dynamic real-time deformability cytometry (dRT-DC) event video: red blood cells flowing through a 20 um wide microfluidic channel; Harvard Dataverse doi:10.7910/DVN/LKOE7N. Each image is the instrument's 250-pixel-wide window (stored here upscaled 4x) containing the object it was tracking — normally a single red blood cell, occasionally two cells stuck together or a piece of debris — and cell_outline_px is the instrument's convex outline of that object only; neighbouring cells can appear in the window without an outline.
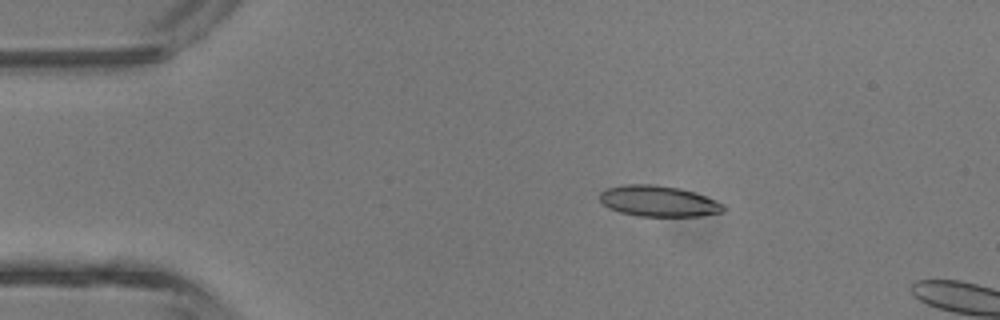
{"species": "common noctule bat (a hibernating species)", "species_latin": "Nyctalus noctula", "temperature_condition": "room temperature", "stored_images_in_passage": 2, "camera_frame_rate_fps": 3000, "um_per_image_px": 0.085, "animal": {"sex": "male", "body_mass_g": 13.3}, "frame": {"image": 1, "passage_image": 1, "time_ms": 0.0, "image_size_px": [1000, 320], "cell_outline_px": [[724, 212], [700, 216], [640, 216], [620, 212], [608, 208], [600, 200], [600, 192], [604, 188], [620, 184], [656, 184], [680, 188], [704, 196], [724, 204]], "centroid_in_image_um": [55.93, 17.08], "position_along_channel_um": 29.1, "area_um2": 22.37}}